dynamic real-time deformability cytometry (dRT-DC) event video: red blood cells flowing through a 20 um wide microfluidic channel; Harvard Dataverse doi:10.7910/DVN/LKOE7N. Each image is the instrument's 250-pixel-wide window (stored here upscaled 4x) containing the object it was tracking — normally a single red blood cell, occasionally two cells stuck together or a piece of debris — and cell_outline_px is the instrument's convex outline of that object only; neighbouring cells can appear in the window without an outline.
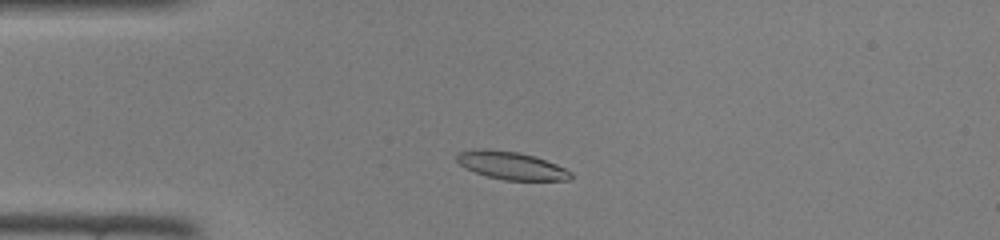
{"species": "common noctule bat (a hibernating species)", "species_latin": "Nyctalus noctula", "temperature_condition": "room temperature", "stored_images_in_passage": 41, "camera_frame_rate_fps": 3000, "um_per_image_px": 0.085, "animal": {"sex": "female", "body_mass_g": 22.0, "forearm_length_mm": 56.7}, "frame": {"image": 1, "passage_image": 6, "time_ms": 1.667, "image_size_px": [1000, 240], "cell_outline_px": [[572, 176], [568, 180], [504, 180], [488, 176], [476, 172], [460, 164], [456, 160], [456, 156], [460, 152], [484, 148], [488, 148], [520, 152], [556, 164], [572, 172]], "centroid_in_image_um": [43.47, 14.06], "position_along_channel_um": 41.5, "area_um2": 18.21}}
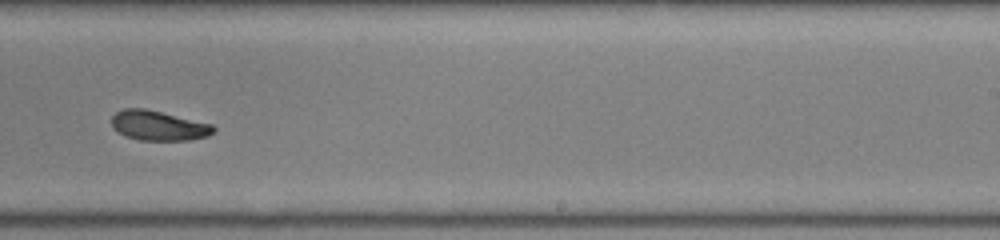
{"frame": {"image": 2, "passage_image": 24, "time_ms": 7.667, "image_size_px": [1000, 240], "cell_outline_px": [[216, 132], [208, 136], [188, 140], [140, 140], [124, 136], [116, 132], [112, 128], [112, 116], [116, 112], [124, 108], [144, 108], [212, 124], [216, 128]], "centroid_in_image_um": [13.46, 10.68], "position_along_channel_um": 275.5, "area_um2": 17.8}}
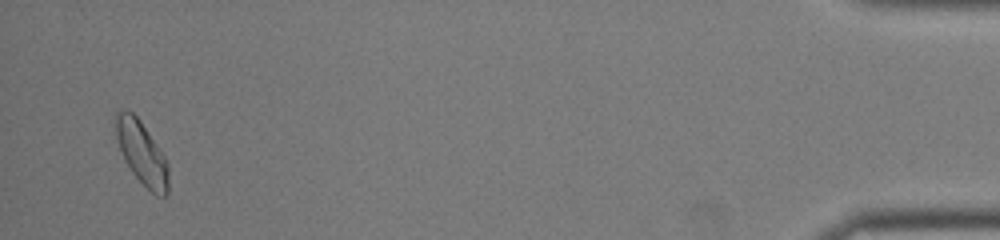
{"frame": {"image": 3, "passage_image": 40, "time_ms": 13.0, "image_size_px": [1000, 240], "cell_outline_px": [[168, 192], [164, 196], [156, 196], [132, 172], [124, 160], [116, 136], [116, 112], [120, 108], [124, 108], [132, 112], [140, 120], [160, 148], [168, 164]], "centroid_in_image_um": [12.05, 12.97], "position_along_channel_um": 423.1, "area_um2": 19.25}}